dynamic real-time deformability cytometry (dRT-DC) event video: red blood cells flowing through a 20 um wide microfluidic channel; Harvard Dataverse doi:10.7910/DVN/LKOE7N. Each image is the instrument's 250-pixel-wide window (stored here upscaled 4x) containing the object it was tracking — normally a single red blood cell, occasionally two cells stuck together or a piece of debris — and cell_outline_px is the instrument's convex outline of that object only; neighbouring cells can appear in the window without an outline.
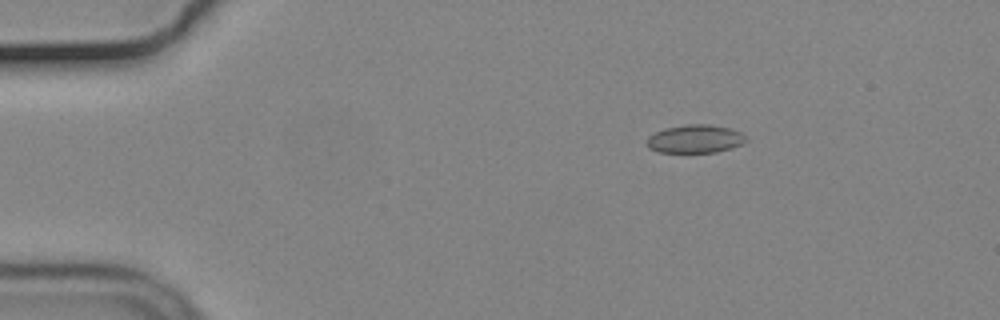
{"species": "common noctule bat (a hibernating species)", "species_latin": "Nyctalus noctula", "temperature_condition": "cold", "stored_images_in_passage": 48, "camera_frame_rate_fps": 3000, "um_per_image_px": 0.085, "animal": {"sex": "male", "body_mass_g": 19.2, "forearm_length_mm": 51.8}, "frame": {"image": 1, "passage_image": 2, "time_ms": 0.333, "image_size_px": [1000, 320], "cell_outline_px": [[748, 140], [744, 144], [732, 148], [716, 152], [660, 152], [648, 148], [648, 136], [664, 128], [688, 124], [708, 124], [732, 128], [740, 132]], "centroid_in_image_um": [59.13, 11.8], "position_along_channel_um": 25.9, "area_um2": 16.36}}
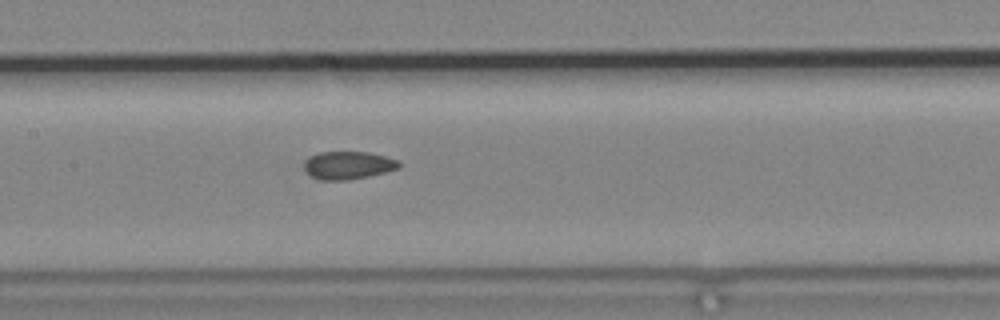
{"frame": {"image": 2, "passage_image": 20, "time_ms": 6.333, "image_size_px": [1000, 320], "cell_outline_px": [[400, 168], [368, 176], [348, 180], [320, 180], [304, 172], [304, 160], [308, 156], [320, 152], [368, 152], [400, 160]], "centroid_in_image_um": [29.56, 14.04], "position_along_channel_um": 177.8, "area_um2": 15.55}}
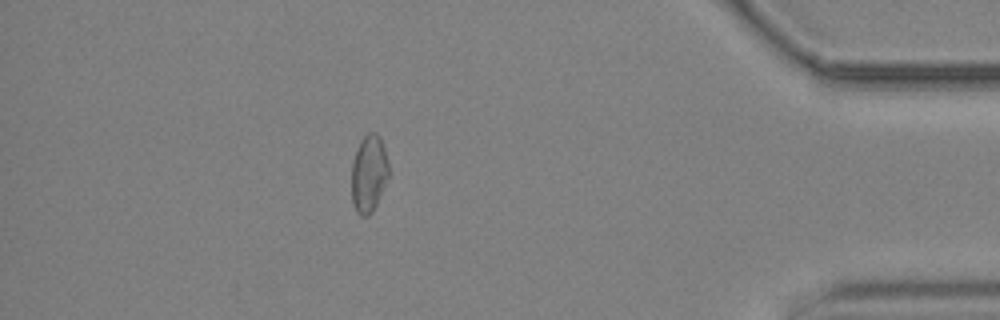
{"frame": {"image": 3, "passage_image": 42, "time_ms": 13.667, "image_size_px": [1000, 320], "cell_outline_px": [[388, 176], [376, 204], [372, 212], [368, 216], [360, 216], [356, 212], [352, 200], [352, 164], [356, 148], [360, 140], [368, 132], [376, 132], [380, 136], [384, 148], [388, 164]], "centroid_in_image_um": [31.33, 14.73], "position_along_channel_um": 403.9, "area_um2": 16.65}, "authors_computed_cell_mechanics": {"area_um2": 16.3574, "velocity_mm_per_s": 3.697, "shape_relaxation_time_tau1_ms": null, "shape_relaxation_time_tau2_ms": 2.8136, "deformation_change_tau1": null, "deformation_change_tau2": 0.0705}}